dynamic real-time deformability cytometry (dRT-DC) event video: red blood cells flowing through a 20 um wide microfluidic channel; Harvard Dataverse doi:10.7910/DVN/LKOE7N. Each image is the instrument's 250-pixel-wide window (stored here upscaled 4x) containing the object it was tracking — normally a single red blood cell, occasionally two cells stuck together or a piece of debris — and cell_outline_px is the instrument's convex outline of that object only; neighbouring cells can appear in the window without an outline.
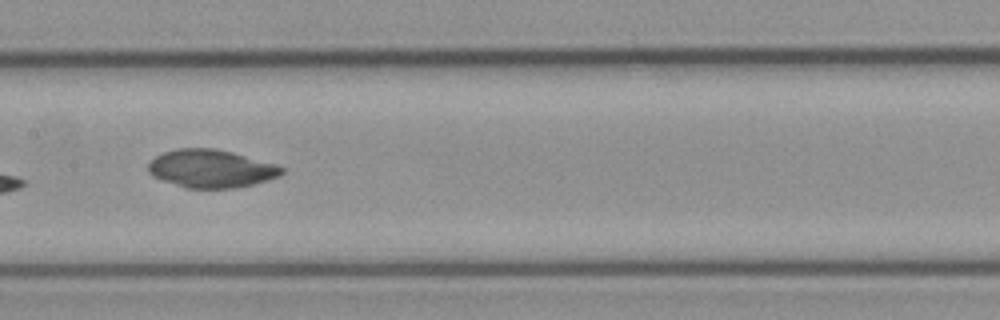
{"species": "common noctule bat (a hibernating species)", "species_latin": "Nyctalus noctula", "temperature_condition": "cold", "stored_images_in_passage": 9, "camera_frame_rate_fps": 3000, "um_per_image_px": 0.085, "animal": {"sex": "female", "body_mass_g": 21.9}, "frame": {"image": 1, "passage_image": 7, "time_ms": 2.0, "image_size_px": [1000, 320], "cell_outline_px": [[284, 172], [280, 176], [268, 180], [236, 188], [184, 188], [152, 176], [148, 172], [148, 164], [156, 156], [164, 152], [176, 148], [216, 148], [232, 152], [276, 164], [284, 168]], "centroid_in_image_um": [17.94, 14.33], "position_along_channel_um": 189.5, "area_um2": 29.65}}
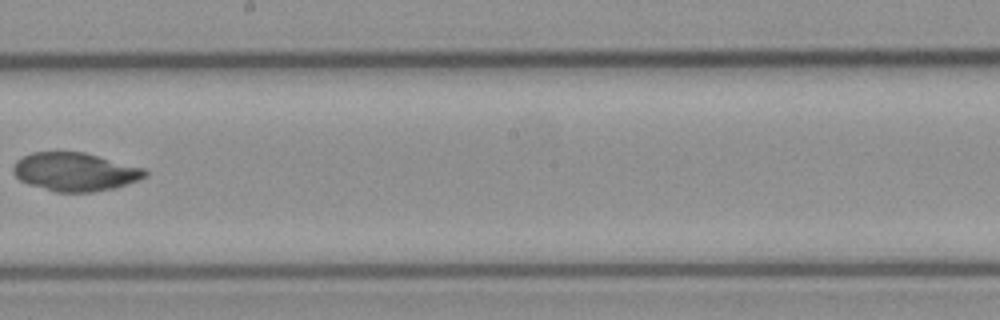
{"frame": {"image": 2, "passage_image": 8, "time_ms": 2.333, "image_size_px": [1000, 320], "cell_outline_px": [[148, 176], [140, 180], [116, 188], [92, 192], [56, 192], [28, 184], [20, 180], [12, 172], [12, 168], [16, 160], [32, 152], [84, 152], [144, 168], [148, 172]], "centroid_in_image_um": [6.39, 14.61], "position_along_channel_um": 241.8, "area_um2": 29.65}}
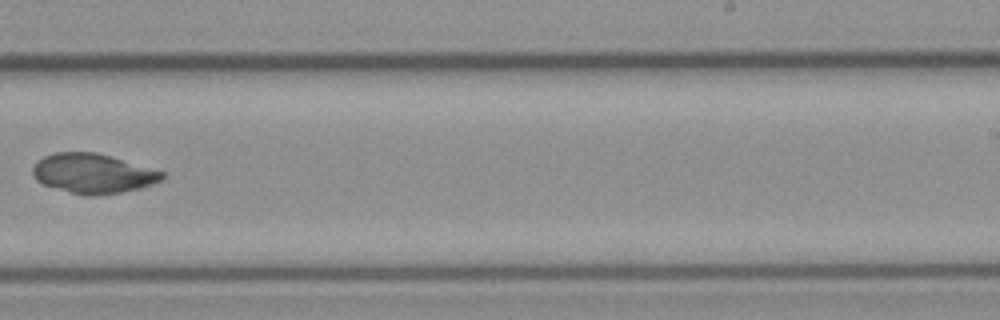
{"frame": {"image": 3, "passage_image": 9, "time_ms": 2.667, "image_size_px": [1000, 320], "cell_outline_px": [[164, 180], [140, 188], [100, 196], [84, 196], [44, 184], [36, 180], [32, 176], [32, 168], [44, 156], [52, 152], [96, 152], [164, 172]], "centroid_in_image_um": [7.9, 14.75], "position_along_channel_um": 281.1, "area_um2": 29.77}}